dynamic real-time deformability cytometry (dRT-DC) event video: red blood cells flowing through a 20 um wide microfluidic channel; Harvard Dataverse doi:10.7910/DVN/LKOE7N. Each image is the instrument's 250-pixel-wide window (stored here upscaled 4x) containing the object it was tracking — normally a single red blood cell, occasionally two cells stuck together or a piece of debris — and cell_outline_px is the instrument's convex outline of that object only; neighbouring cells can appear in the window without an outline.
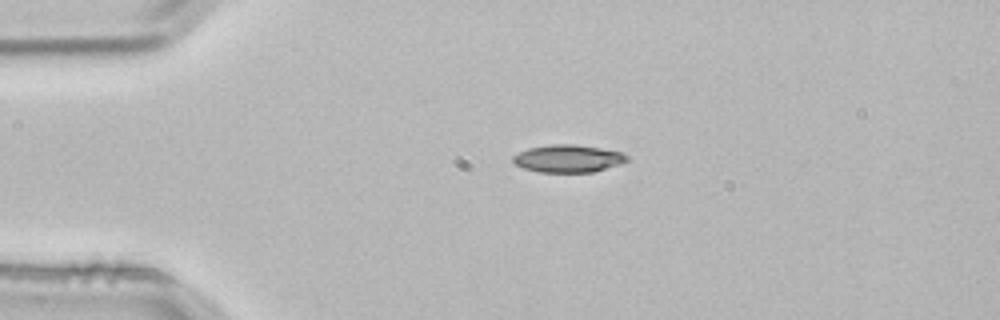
{"species": "common noctule bat (a hibernating species)", "species_latin": "Nyctalus noctula", "temperature_condition": "room temperature", "stored_images_in_passage": 3, "camera_frame_rate_fps": 3000, "um_per_image_px": 0.085, "animal": {"sex": "male", "body_mass_g": 21.5, "forearm_length_mm": 52.0}, "frame": {"image": 1, "passage_image": 2, "time_ms": 0.333, "image_size_px": [1000, 320], "cell_outline_px": [[628, 160], [624, 164], [592, 172], [540, 172], [524, 168], [516, 164], [512, 160], [512, 156], [528, 148], [552, 144], [576, 144], [600, 148], [620, 152], [628, 156]], "centroid_in_image_um": [48.32, 13.48], "position_along_channel_um": 36.7, "area_um2": 18.32}}
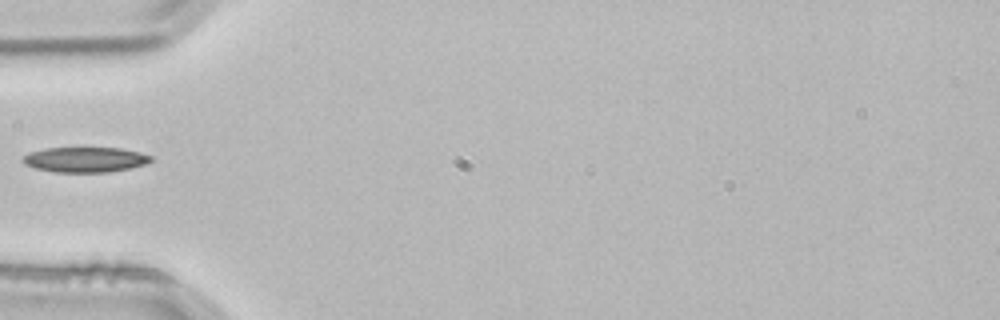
{"frame": {"image": 2, "passage_image": 3, "time_ms": 0.667, "image_size_px": [1000, 320], "cell_outline_px": [[152, 160], [144, 164], [128, 168], [108, 172], [56, 172], [36, 168], [24, 164], [20, 160], [28, 152], [44, 148], [120, 148], [152, 156]], "centroid_in_image_um": [7.17, 13.56], "position_along_channel_um": 77.8, "area_um2": 18.61}}